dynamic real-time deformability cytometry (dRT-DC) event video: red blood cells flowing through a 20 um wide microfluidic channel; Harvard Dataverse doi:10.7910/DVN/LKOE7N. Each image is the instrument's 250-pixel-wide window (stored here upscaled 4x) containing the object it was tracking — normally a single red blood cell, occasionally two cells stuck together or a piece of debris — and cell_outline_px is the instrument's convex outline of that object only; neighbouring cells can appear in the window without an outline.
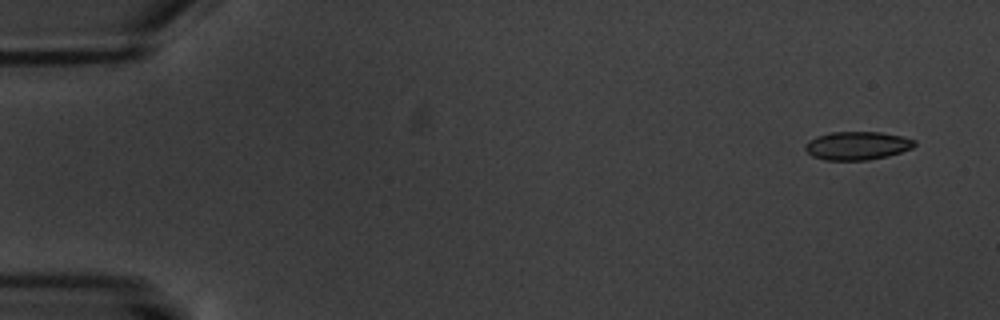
{"species": "common noctule bat (a hibernating species)", "species_latin": "Nyctalus noctula", "temperature_condition": "warm", "stored_images_in_passage": 4, "camera_frame_rate_fps": 3000, "um_per_image_px": 0.085, "animal": {"sex": "male", "body_mass_g": 20.1, "forearm_length_mm": 53.5}, "frame": {"image": 1, "passage_image": 1, "time_ms": 0.0, "image_size_px": [1000, 320], "cell_outline_px": [[916, 144], [912, 148], [888, 156], [868, 160], [824, 160], [812, 156], [804, 148], [804, 144], [808, 140], [816, 136], [832, 132], [880, 132], [900, 136], [916, 140]], "centroid_in_image_um": [72.83, 12.38], "position_along_channel_um": 12.2, "area_um2": 18.09}}